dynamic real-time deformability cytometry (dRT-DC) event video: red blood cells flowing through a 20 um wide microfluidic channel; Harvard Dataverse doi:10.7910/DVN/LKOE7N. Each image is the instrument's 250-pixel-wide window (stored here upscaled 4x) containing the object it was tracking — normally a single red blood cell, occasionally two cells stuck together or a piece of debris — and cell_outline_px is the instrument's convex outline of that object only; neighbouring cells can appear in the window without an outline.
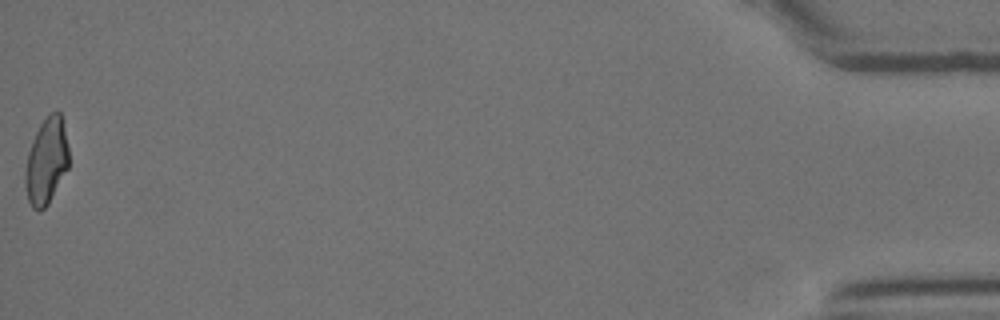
{"species": "Egyptian fruit bat (a non-hibernating species)", "species_latin": "Rousettus aegyptiacus", "temperature_condition": "room temperature", "stored_images_in_passage": 14, "camera_frame_rate_fps": 3000, "um_per_image_px": 0.085, "animal": {"sex": "female"}, "frame": {"image": 1, "passage_image": 14, "time_ms": 17.0, "image_size_px": [1000, 320], "cell_outline_px": [[68, 168], [48, 204], [40, 212], [32, 208], [28, 200], [24, 184], [24, 176], [28, 152], [32, 140], [40, 124], [52, 112], [60, 112], [64, 128], [68, 148]], "centroid_in_image_um": [3.92, 13.75], "position_along_channel_um": 431.3, "area_um2": 21.73}}